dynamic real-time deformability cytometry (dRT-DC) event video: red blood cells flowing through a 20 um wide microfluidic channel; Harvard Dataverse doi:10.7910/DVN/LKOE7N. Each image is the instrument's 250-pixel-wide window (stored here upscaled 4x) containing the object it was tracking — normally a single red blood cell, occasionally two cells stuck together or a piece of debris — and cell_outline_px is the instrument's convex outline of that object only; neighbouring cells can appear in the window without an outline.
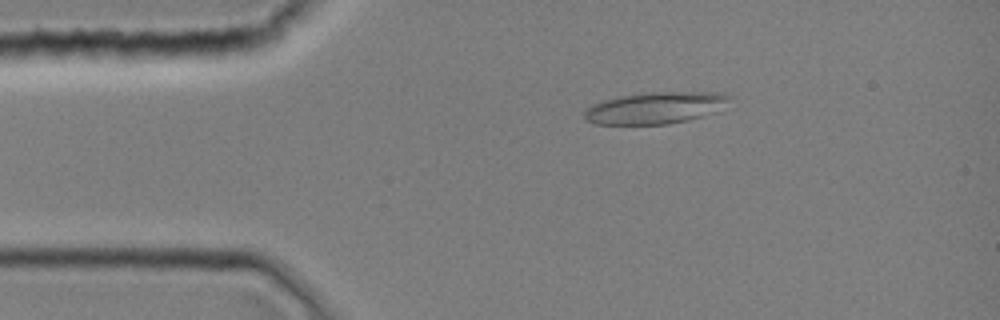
{"species": "common noctule bat (a hibernating species)", "species_latin": "Nyctalus noctula", "temperature_condition": "room temperature", "stored_images_in_passage": 7, "camera_frame_rate_fps": 3000, "um_per_image_px": 0.085, "animal": {"sex": "female", "body_mass_g": 19.0, "forearm_length_mm": 51.5}, "frame": {"image": 1, "passage_image": 7, "time_ms": 2.0, "image_size_px": [1000, 320], "cell_outline_px": [[732, 96], [716, 112], [688, 120], [668, 124], [596, 124], [588, 120], [584, 116], [584, 112], [592, 104], [604, 100], [620, 96], [652, 92], [724, 92]], "centroid_in_image_um": [55.73, 9.16], "position_along_channel_um": 29.3, "area_um2": 26.65}}